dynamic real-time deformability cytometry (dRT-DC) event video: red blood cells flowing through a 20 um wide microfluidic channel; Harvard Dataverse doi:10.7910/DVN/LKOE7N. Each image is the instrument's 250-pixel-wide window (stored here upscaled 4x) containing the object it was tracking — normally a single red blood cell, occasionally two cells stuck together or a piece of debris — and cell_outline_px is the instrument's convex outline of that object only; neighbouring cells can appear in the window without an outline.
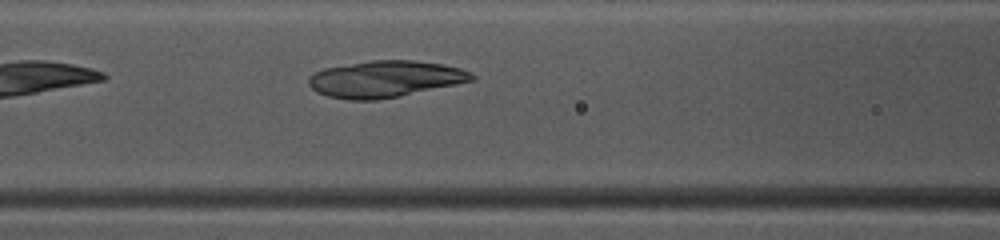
{"species": "common noctule bat (a hibernating species)", "species_latin": "Nyctalus noctula", "temperature_condition": "warm", "stored_images_in_passage": 23, "camera_frame_rate_fps": 3000, "um_per_image_px": 0.085, "animal": {"sex": "female", "body_mass_g": 10.0, "forearm_length_mm": 53.1}, "frame": {"image": 1, "passage_image": 8, "time_ms": 2.333, "image_size_px": [1000, 240], "cell_outline_px": [[476, 80], [376, 100], [348, 100], [328, 96], [316, 92], [308, 84], [308, 76], [324, 68], [372, 60], [416, 60], [444, 64], [460, 68], [472, 72], [476, 76]], "centroid_in_image_um": [32.74, 6.7], "position_along_channel_um": 133.9, "area_um2": 34.68}}
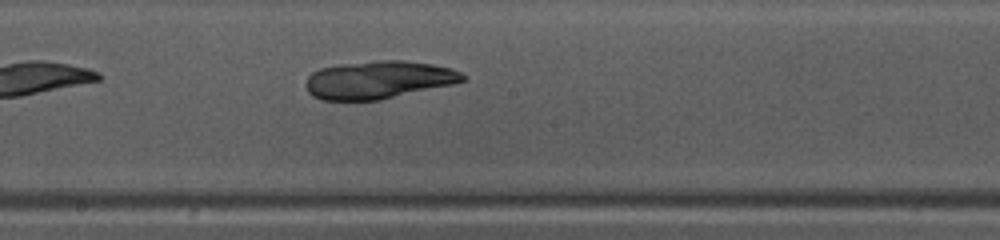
{"frame": {"image": 2, "passage_image": 14, "time_ms": 4.333, "image_size_px": [1000, 240], "cell_outline_px": [[468, 80], [452, 84], [380, 100], [320, 100], [312, 96], [308, 92], [304, 84], [308, 76], [312, 72], [320, 68], [340, 64], [380, 60], [400, 60], [432, 64], [452, 68], [468, 76]], "centroid_in_image_um": [32.17, 6.78], "position_along_channel_um": 216.0, "area_um2": 34.8}}
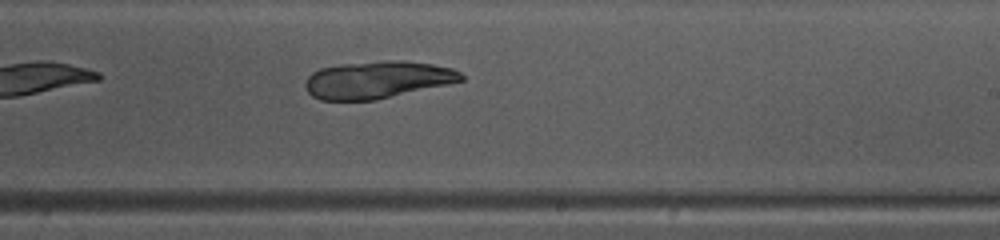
{"frame": {"image": 3, "passage_image": 17, "time_ms": 5.333, "image_size_px": [1000, 240], "cell_outline_px": [[464, 80], [448, 84], [376, 100], [320, 100], [312, 96], [308, 92], [304, 84], [308, 76], [312, 72], [320, 68], [340, 64], [384, 60], [404, 60], [432, 64], [452, 68], [460, 72], [464, 76]], "centroid_in_image_um": [32.07, 6.77], "position_along_channel_um": 256.9, "area_um2": 34.04}}